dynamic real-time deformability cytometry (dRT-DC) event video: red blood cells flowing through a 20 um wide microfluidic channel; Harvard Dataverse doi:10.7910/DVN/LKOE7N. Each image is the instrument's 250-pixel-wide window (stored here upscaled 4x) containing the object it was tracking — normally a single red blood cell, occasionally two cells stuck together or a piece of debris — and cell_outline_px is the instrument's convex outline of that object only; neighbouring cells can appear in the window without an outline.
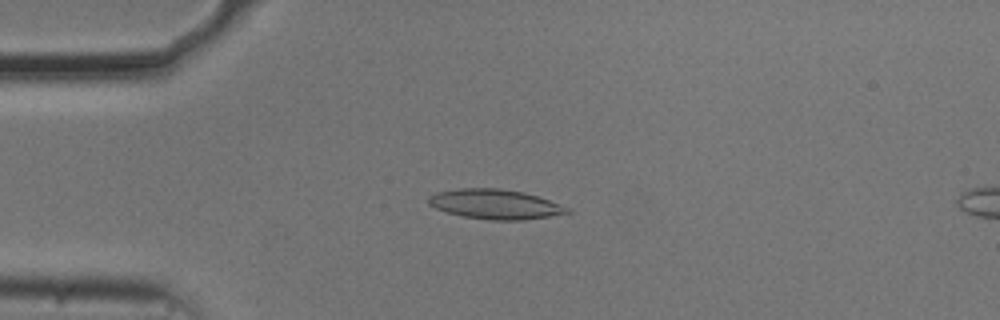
{"species": "common noctule bat (a hibernating species)", "species_latin": "Nyctalus noctula", "temperature_condition": "cold", "stored_images_in_passage": 41, "camera_frame_rate_fps": 3000, "um_per_image_px": 0.085, "animal": {"sex": "male", "body_mass_g": 20.5, "forearm_length_mm": 52.5}, "frame": {"image": 1, "passage_image": 13, "time_ms": 4.0, "image_size_px": [1000, 320], "cell_outline_px": [[572, 212], [524, 220], [492, 220], [464, 216], [448, 212], [436, 208], [428, 204], [428, 196], [436, 192], [460, 188], [500, 188], [524, 192], [548, 200], [568, 208]], "centroid_in_image_um": [42.05, 17.35], "position_along_channel_um": 42.9, "area_um2": 23.76}}
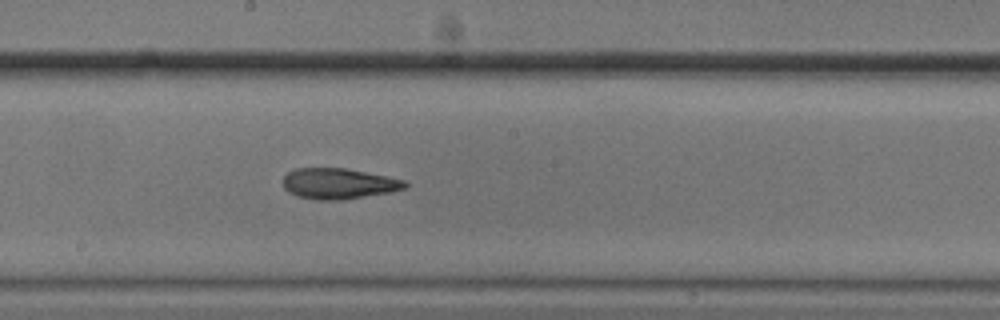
{"frame": {"image": 2, "passage_image": 29, "time_ms": 9.333, "image_size_px": [1000, 320], "cell_outline_px": [[408, 184], [404, 188], [388, 192], [364, 196], [336, 200], [316, 200], [296, 196], [288, 192], [284, 188], [284, 176], [288, 172], [296, 168], [344, 168], [404, 180]], "centroid_in_image_um": [28.71, 15.61], "position_along_channel_um": 219.5, "area_um2": 21.44}}
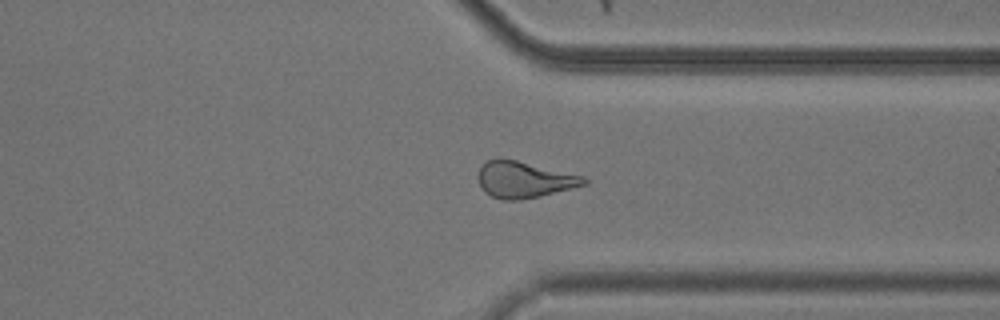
{"frame": {"image": 3, "passage_image": 41, "time_ms": 13.333, "image_size_px": [1000, 320], "cell_outline_px": [[588, 184], [540, 196], [516, 200], [504, 200], [492, 196], [484, 192], [480, 184], [480, 164], [488, 160], [500, 156], [584, 176], [588, 180]], "centroid_in_image_um": [44.55, 15.25], "position_along_channel_um": 366.8, "area_um2": 22.43}, "authors_computed_cell_mechanics": {"area_um2": 22.3686, "velocity_mm_per_s": 3.7047, "shape_relaxation_time_tau1_ms": null, "shape_relaxation_time_tau2_ms": 1.8654, "deformation_change_tau1": null, "deformation_change_tau2": 0.0867}}